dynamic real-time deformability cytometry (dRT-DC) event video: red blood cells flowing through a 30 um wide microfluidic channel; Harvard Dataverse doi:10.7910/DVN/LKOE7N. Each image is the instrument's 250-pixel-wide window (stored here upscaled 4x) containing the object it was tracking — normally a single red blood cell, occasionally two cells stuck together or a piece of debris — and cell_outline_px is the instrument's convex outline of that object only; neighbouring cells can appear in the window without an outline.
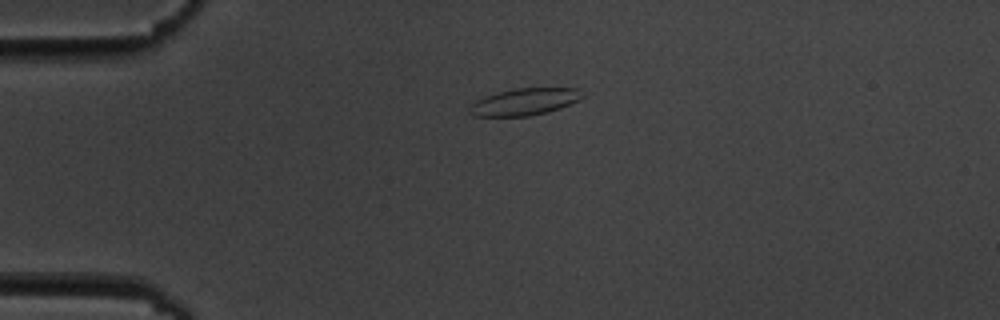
{"species": "common noctule bat (a hibernating species)", "species_latin": "Nyctalus noctula", "temperature_condition": "cold", "stored_images_in_passage": 3, "camera_frame_rate_fps": 3000, "um_per_image_px": 0.085, "animal": {"sex": "male", "body_mass_g": 19.5, "forearm_length_mm": 54.6}, "frame": {"image": 1, "passage_image": 1, "time_ms": 0.0, "image_size_px": [1000, 320], "cell_outline_px": [[584, 96], [580, 100], [560, 108], [548, 112], [528, 116], [472, 116], [468, 112], [468, 108], [476, 100], [484, 96], [516, 88], [576, 88]], "centroid_in_image_um": [44.56, 8.66], "position_along_channel_um": 40.4, "area_um2": 17.69}}